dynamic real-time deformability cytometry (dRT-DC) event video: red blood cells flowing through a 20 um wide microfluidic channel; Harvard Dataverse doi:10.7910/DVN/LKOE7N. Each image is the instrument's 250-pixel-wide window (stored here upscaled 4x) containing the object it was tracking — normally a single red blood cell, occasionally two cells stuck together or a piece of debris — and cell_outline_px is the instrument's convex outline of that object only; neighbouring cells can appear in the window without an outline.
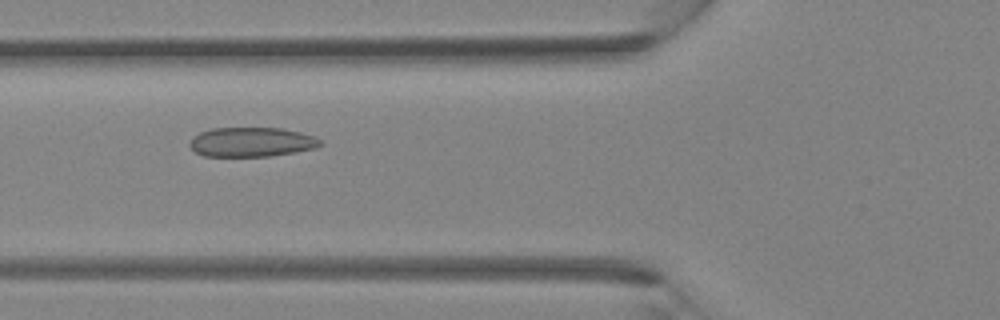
{"species": "Egyptian fruit bat (a non-hibernating species)", "species_latin": "Rousettus aegyptiacus", "temperature_condition": "room temperature", "stored_images_in_passage": 37, "camera_frame_rate_fps": 3000, "um_per_image_px": 0.085, "animal": {"sex": "female"}, "frame": {"image": 1, "passage_image": 12, "time_ms": 3.667, "image_size_px": [1000, 320], "cell_outline_px": [[324, 144], [316, 148], [296, 152], [268, 156], [204, 156], [196, 152], [188, 144], [188, 140], [192, 136], [200, 132], [212, 128], [280, 128], [300, 132], [316, 136]], "centroid_in_image_um": [21.38, 12.07], "position_along_channel_um": 104.4, "area_um2": 22.6}}
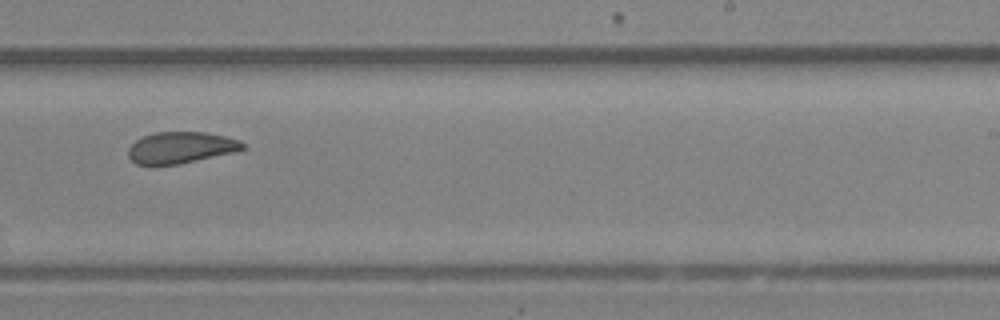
{"frame": {"image": 2, "passage_image": 22, "time_ms": 7.0, "image_size_px": [1000, 320], "cell_outline_px": [[244, 148], [236, 152], [176, 164], [136, 164], [128, 156], [128, 148], [136, 140], [144, 136], [156, 132], [204, 132], [224, 136], [240, 140], [244, 144]], "centroid_in_image_um": [15.37, 12.53], "position_along_channel_um": 273.6, "area_um2": 20.69}}
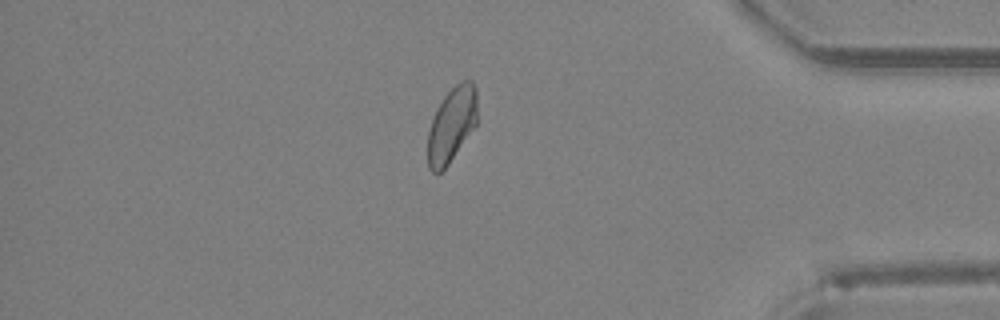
{"frame": {"image": 3, "passage_image": 31, "time_ms": 10.0, "image_size_px": [1000, 320], "cell_outline_px": [[476, 124], [448, 164], [440, 172], [432, 172], [428, 168], [428, 132], [432, 120], [444, 96], [460, 80], [472, 80], [476, 88]], "centroid_in_image_um": [38.39, 10.58], "position_along_channel_um": 396.8, "area_um2": 21.15}}